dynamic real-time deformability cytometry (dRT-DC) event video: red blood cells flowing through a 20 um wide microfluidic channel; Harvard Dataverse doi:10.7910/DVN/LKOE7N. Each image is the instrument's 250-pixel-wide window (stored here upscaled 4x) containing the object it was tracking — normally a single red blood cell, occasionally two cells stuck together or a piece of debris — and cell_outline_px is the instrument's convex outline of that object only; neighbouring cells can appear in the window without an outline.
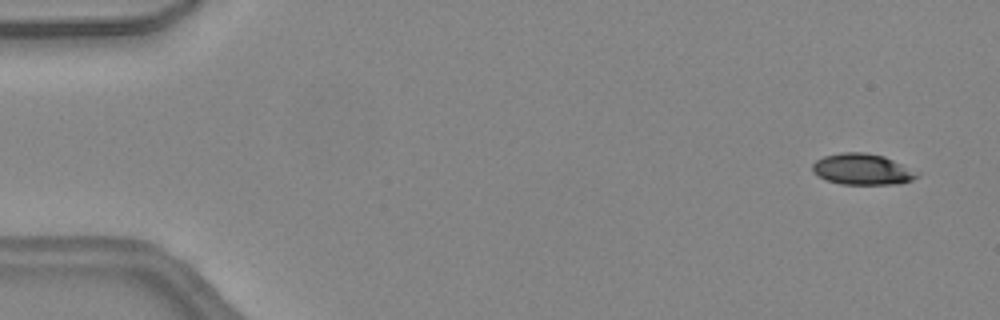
{"species": "common noctule bat (a hibernating species)", "species_latin": "Nyctalus noctula", "temperature_condition": "warm", "stored_images_in_passage": 5, "camera_frame_rate_fps": 3000, "um_per_image_px": 0.085, "animal": {"sex": "female", "body_mass_g": 24.6, "forearm_length_mm": 56.2}, "frame": {"image": 1, "passage_image": 1, "time_ms": 0.0, "image_size_px": [1000, 320], "cell_outline_px": [[920, 176], [912, 180], [900, 184], [840, 184], [828, 180], [812, 172], [812, 164], [816, 160], [824, 156], [840, 152], [864, 152], [884, 156], [920, 172]], "centroid_in_image_um": [73.33, 14.38], "position_along_channel_um": 11.7, "area_um2": 19.07}}